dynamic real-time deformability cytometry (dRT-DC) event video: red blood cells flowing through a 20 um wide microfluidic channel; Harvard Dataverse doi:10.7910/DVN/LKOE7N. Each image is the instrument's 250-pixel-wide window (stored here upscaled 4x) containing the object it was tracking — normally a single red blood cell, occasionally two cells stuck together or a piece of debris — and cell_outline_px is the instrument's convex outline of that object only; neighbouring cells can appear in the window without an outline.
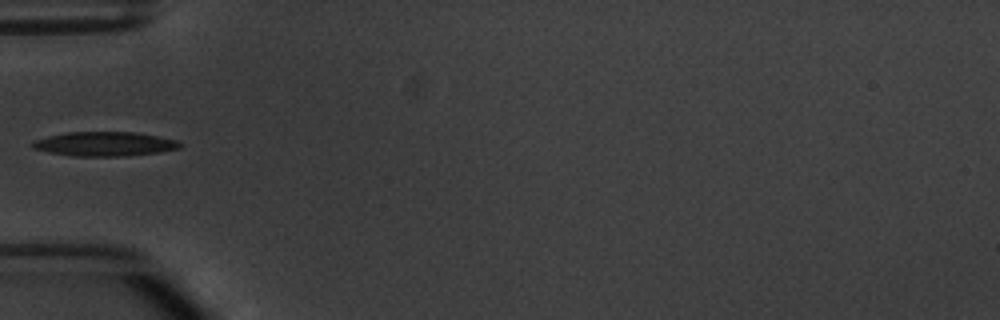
{"species": "common noctule bat (a hibernating species)", "species_latin": "Nyctalus noctula", "temperature_condition": "warm", "stored_images_in_passage": 5, "camera_frame_rate_fps": 3000, "um_per_image_px": 0.085, "animal": {"sex": "male", "body_mass_g": 20.1, "forearm_length_mm": 53.5}, "frame": {"image": 1, "passage_image": 4, "time_ms": 3.667, "image_size_px": [1000, 320], "cell_outline_px": [[180, 148], [160, 152], [124, 156], [72, 156], [48, 152], [32, 148], [32, 144], [36, 140], [48, 136], [68, 132], [136, 132], [176, 140], [180, 144]], "centroid_in_image_um": [8.88, 12.24], "position_along_channel_um": 76.1, "area_um2": 20.69}}